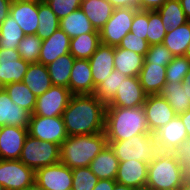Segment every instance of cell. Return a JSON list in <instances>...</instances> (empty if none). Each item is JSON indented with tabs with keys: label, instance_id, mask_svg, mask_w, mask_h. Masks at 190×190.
Instances as JSON below:
<instances>
[{
	"label": "cell",
	"instance_id": "6da1fadb",
	"mask_svg": "<svg viewBox=\"0 0 190 190\" xmlns=\"http://www.w3.org/2000/svg\"><path fill=\"white\" fill-rule=\"evenodd\" d=\"M106 104L94 94L72 95L62 117L68 136L105 130Z\"/></svg>",
	"mask_w": 190,
	"mask_h": 190
},
{
	"label": "cell",
	"instance_id": "7a4b0ae2",
	"mask_svg": "<svg viewBox=\"0 0 190 190\" xmlns=\"http://www.w3.org/2000/svg\"><path fill=\"white\" fill-rule=\"evenodd\" d=\"M104 132L107 141H120L138 134H150L144 106L106 107Z\"/></svg>",
	"mask_w": 190,
	"mask_h": 190
},
{
	"label": "cell",
	"instance_id": "3957f363",
	"mask_svg": "<svg viewBox=\"0 0 190 190\" xmlns=\"http://www.w3.org/2000/svg\"><path fill=\"white\" fill-rule=\"evenodd\" d=\"M107 144L105 132L68 136L60 145V162L71 169L88 167Z\"/></svg>",
	"mask_w": 190,
	"mask_h": 190
},
{
	"label": "cell",
	"instance_id": "277c9868",
	"mask_svg": "<svg viewBox=\"0 0 190 190\" xmlns=\"http://www.w3.org/2000/svg\"><path fill=\"white\" fill-rule=\"evenodd\" d=\"M179 165L171 152L160 151L148 164L145 190H169L182 185Z\"/></svg>",
	"mask_w": 190,
	"mask_h": 190
},
{
	"label": "cell",
	"instance_id": "5b68a950",
	"mask_svg": "<svg viewBox=\"0 0 190 190\" xmlns=\"http://www.w3.org/2000/svg\"><path fill=\"white\" fill-rule=\"evenodd\" d=\"M119 162L137 160L150 163L160 152L154 134H138L129 139L107 141Z\"/></svg>",
	"mask_w": 190,
	"mask_h": 190
},
{
	"label": "cell",
	"instance_id": "8992f818",
	"mask_svg": "<svg viewBox=\"0 0 190 190\" xmlns=\"http://www.w3.org/2000/svg\"><path fill=\"white\" fill-rule=\"evenodd\" d=\"M19 160L36 171L60 162V146L53 142L40 141L28 135Z\"/></svg>",
	"mask_w": 190,
	"mask_h": 190
},
{
	"label": "cell",
	"instance_id": "52a82bcc",
	"mask_svg": "<svg viewBox=\"0 0 190 190\" xmlns=\"http://www.w3.org/2000/svg\"><path fill=\"white\" fill-rule=\"evenodd\" d=\"M137 8H115L109 20L100 32L101 44L117 47L131 31V25Z\"/></svg>",
	"mask_w": 190,
	"mask_h": 190
},
{
	"label": "cell",
	"instance_id": "ba28073f",
	"mask_svg": "<svg viewBox=\"0 0 190 190\" xmlns=\"http://www.w3.org/2000/svg\"><path fill=\"white\" fill-rule=\"evenodd\" d=\"M28 135L59 146L68 137L62 116L44 117L34 114H31Z\"/></svg>",
	"mask_w": 190,
	"mask_h": 190
},
{
	"label": "cell",
	"instance_id": "9c48e42d",
	"mask_svg": "<svg viewBox=\"0 0 190 190\" xmlns=\"http://www.w3.org/2000/svg\"><path fill=\"white\" fill-rule=\"evenodd\" d=\"M35 181V171L20 160L0 159V184L5 190H23Z\"/></svg>",
	"mask_w": 190,
	"mask_h": 190
},
{
	"label": "cell",
	"instance_id": "30bf717a",
	"mask_svg": "<svg viewBox=\"0 0 190 190\" xmlns=\"http://www.w3.org/2000/svg\"><path fill=\"white\" fill-rule=\"evenodd\" d=\"M71 96L69 88L52 85L36 98L33 114L44 117L62 116Z\"/></svg>",
	"mask_w": 190,
	"mask_h": 190
},
{
	"label": "cell",
	"instance_id": "8fae6325",
	"mask_svg": "<svg viewBox=\"0 0 190 190\" xmlns=\"http://www.w3.org/2000/svg\"><path fill=\"white\" fill-rule=\"evenodd\" d=\"M72 169L58 162L35 171V181L45 190H72Z\"/></svg>",
	"mask_w": 190,
	"mask_h": 190
},
{
	"label": "cell",
	"instance_id": "7c38bea8",
	"mask_svg": "<svg viewBox=\"0 0 190 190\" xmlns=\"http://www.w3.org/2000/svg\"><path fill=\"white\" fill-rule=\"evenodd\" d=\"M150 133L170 122L177 114L160 94L147 95L143 104Z\"/></svg>",
	"mask_w": 190,
	"mask_h": 190
},
{
	"label": "cell",
	"instance_id": "4fadbf2b",
	"mask_svg": "<svg viewBox=\"0 0 190 190\" xmlns=\"http://www.w3.org/2000/svg\"><path fill=\"white\" fill-rule=\"evenodd\" d=\"M29 64L21 58L17 49H0V87L22 82Z\"/></svg>",
	"mask_w": 190,
	"mask_h": 190
},
{
	"label": "cell",
	"instance_id": "5bb4252c",
	"mask_svg": "<svg viewBox=\"0 0 190 190\" xmlns=\"http://www.w3.org/2000/svg\"><path fill=\"white\" fill-rule=\"evenodd\" d=\"M27 136V128L12 125L0 127V159L19 160Z\"/></svg>",
	"mask_w": 190,
	"mask_h": 190
},
{
	"label": "cell",
	"instance_id": "9a60e30c",
	"mask_svg": "<svg viewBox=\"0 0 190 190\" xmlns=\"http://www.w3.org/2000/svg\"><path fill=\"white\" fill-rule=\"evenodd\" d=\"M147 94L140 84L138 76L127 77L117 89L115 97L106 107H137L143 106Z\"/></svg>",
	"mask_w": 190,
	"mask_h": 190
},
{
	"label": "cell",
	"instance_id": "2e32d148",
	"mask_svg": "<svg viewBox=\"0 0 190 190\" xmlns=\"http://www.w3.org/2000/svg\"><path fill=\"white\" fill-rule=\"evenodd\" d=\"M148 179V163L137 160L119 162L115 181L135 190H145Z\"/></svg>",
	"mask_w": 190,
	"mask_h": 190
},
{
	"label": "cell",
	"instance_id": "e0dca14e",
	"mask_svg": "<svg viewBox=\"0 0 190 190\" xmlns=\"http://www.w3.org/2000/svg\"><path fill=\"white\" fill-rule=\"evenodd\" d=\"M159 150L171 152L188 138L187 130L179 115L154 133Z\"/></svg>",
	"mask_w": 190,
	"mask_h": 190
},
{
	"label": "cell",
	"instance_id": "ac0fdd59",
	"mask_svg": "<svg viewBox=\"0 0 190 190\" xmlns=\"http://www.w3.org/2000/svg\"><path fill=\"white\" fill-rule=\"evenodd\" d=\"M31 113L13 103L8 93L0 87V127L5 125L29 127Z\"/></svg>",
	"mask_w": 190,
	"mask_h": 190
},
{
	"label": "cell",
	"instance_id": "d6986e66",
	"mask_svg": "<svg viewBox=\"0 0 190 190\" xmlns=\"http://www.w3.org/2000/svg\"><path fill=\"white\" fill-rule=\"evenodd\" d=\"M89 64L96 88L114 70V47L100 44L89 58Z\"/></svg>",
	"mask_w": 190,
	"mask_h": 190
},
{
	"label": "cell",
	"instance_id": "ffe728a7",
	"mask_svg": "<svg viewBox=\"0 0 190 190\" xmlns=\"http://www.w3.org/2000/svg\"><path fill=\"white\" fill-rule=\"evenodd\" d=\"M69 90L72 95L94 94L89 59H75L70 73Z\"/></svg>",
	"mask_w": 190,
	"mask_h": 190
},
{
	"label": "cell",
	"instance_id": "44dd1931",
	"mask_svg": "<svg viewBox=\"0 0 190 190\" xmlns=\"http://www.w3.org/2000/svg\"><path fill=\"white\" fill-rule=\"evenodd\" d=\"M70 37L58 28L49 38L42 40L38 63L48 65L56 58L70 53Z\"/></svg>",
	"mask_w": 190,
	"mask_h": 190
},
{
	"label": "cell",
	"instance_id": "7402d4cb",
	"mask_svg": "<svg viewBox=\"0 0 190 190\" xmlns=\"http://www.w3.org/2000/svg\"><path fill=\"white\" fill-rule=\"evenodd\" d=\"M25 35H36L38 2H11L10 13Z\"/></svg>",
	"mask_w": 190,
	"mask_h": 190
},
{
	"label": "cell",
	"instance_id": "603a6c76",
	"mask_svg": "<svg viewBox=\"0 0 190 190\" xmlns=\"http://www.w3.org/2000/svg\"><path fill=\"white\" fill-rule=\"evenodd\" d=\"M166 66L144 63L139 73L140 84L147 95L159 94L166 81Z\"/></svg>",
	"mask_w": 190,
	"mask_h": 190
},
{
	"label": "cell",
	"instance_id": "cb8c5ba5",
	"mask_svg": "<svg viewBox=\"0 0 190 190\" xmlns=\"http://www.w3.org/2000/svg\"><path fill=\"white\" fill-rule=\"evenodd\" d=\"M89 167L98 179L115 180L119 167V160L115 156L113 149L107 144L91 161Z\"/></svg>",
	"mask_w": 190,
	"mask_h": 190
},
{
	"label": "cell",
	"instance_id": "d4e9b609",
	"mask_svg": "<svg viewBox=\"0 0 190 190\" xmlns=\"http://www.w3.org/2000/svg\"><path fill=\"white\" fill-rule=\"evenodd\" d=\"M22 82L36 97L42 95L53 85L47 66L38 62L29 64Z\"/></svg>",
	"mask_w": 190,
	"mask_h": 190
},
{
	"label": "cell",
	"instance_id": "484cf974",
	"mask_svg": "<svg viewBox=\"0 0 190 190\" xmlns=\"http://www.w3.org/2000/svg\"><path fill=\"white\" fill-rule=\"evenodd\" d=\"M95 30L100 31L114 12L108 0H81V7Z\"/></svg>",
	"mask_w": 190,
	"mask_h": 190
},
{
	"label": "cell",
	"instance_id": "4316f807",
	"mask_svg": "<svg viewBox=\"0 0 190 190\" xmlns=\"http://www.w3.org/2000/svg\"><path fill=\"white\" fill-rule=\"evenodd\" d=\"M144 60L143 55L134 51L114 47V70L128 77L139 76Z\"/></svg>",
	"mask_w": 190,
	"mask_h": 190
},
{
	"label": "cell",
	"instance_id": "83f0119b",
	"mask_svg": "<svg viewBox=\"0 0 190 190\" xmlns=\"http://www.w3.org/2000/svg\"><path fill=\"white\" fill-rule=\"evenodd\" d=\"M60 28L70 37L75 38L83 33L99 32L95 30L82 9L71 12L60 20Z\"/></svg>",
	"mask_w": 190,
	"mask_h": 190
},
{
	"label": "cell",
	"instance_id": "f1b7e54d",
	"mask_svg": "<svg viewBox=\"0 0 190 190\" xmlns=\"http://www.w3.org/2000/svg\"><path fill=\"white\" fill-rule=\"evenodd\" d=\"M100 44V32L83 33L70 39V53L75 59H89Z\"/></svg>",
	"mask_w": 190,
	"mask_h": 190
},
{
	"label": "cell",
	"instance_id": "f546056e",
	"mask_svg": "<svg viewBox=\"0 0 190 190\" xmlns=\"http://www.w3.org/2000/svg\"><path fill=\"white\" fill-rule=\"evenodd\" d=\"M189 42L190 21L175 29L167 30L162 44L166 46L174 56H184Z\"/></svg>",
	"mask_w": 190,
	"mask_h": 190
},
{
	"label": "cell",
	"instance_id": "4dcf8cb0",
	"mask_svg": "<svg viewBox=\"0 0 190 190\" xmlns=\"http://www.w3.org/2000/svg\"><path fill=\"white\" fill-rule=\"evenodd\" d=\"M170 104L177 115L190 108V98L182 87V82H166L159 93Z\"/></svg>",
	"mask_w": 190,
	"mask_h": 190
},
{
	"label": "cell",
	"instance_id": "1f68e13d",
	"mask_svg": "<svg viewBox=\"0 0 190 190\" xmlns=\"http://www.w3.org/2000/svg\"><path fill=\"white\" fill-rule=\"evenodd\" d=\"M74 56L68 53L60 56L47 66L52 84L69 88L70 73L74 64Z\"/></svg>",
	"mask_w": 190,
	"mask_h": 190
},
{
	"label": "cell",
	"instance_id": "d6a6232c",
	"mask_svg": "<svg viewBox=\"0 0 190 190\" xmlns=\"http://www.w3.org/2000/svg\"><path fill=\"white\" fill-rule=\"evenodd\" d=\"M156 11L160 14L163 26L167 30L175 29L188 22L179 0H167Z\"/></svg>",
	"mask_w": 190,
	"mask_h": 190
},
{
	"label": "cell",
	"instance_id": "836d02e7",
	"mask_svg": "<svg viewBox=\"0 0 190 190\" xmlns=\"http://www.w3.org/2000/svg\"><path fill=\"white\" fill-rule=\"evenodd\" d=\"M58 28L60 20L45 1L38 2V28L36 35L45 40L49 38Z\"/></svg>",
	"mask_w": 190,
	"mask_h": 190
},
{
	"label": "cell",
	"instance_id": "e575fe53",
	"mask_svg": "<svg viewBox=\"0 0 190 190\" xmlns=\"http://www.w3.org/2000/svg\"><path fill=\"white\" fill-rule=\"evenodd\" d=\"M24 36L21 27L9 14L0 25V49H17Z\"/></svg>",
	"mask_w": 190,
	"mask_h": 190
},
{
	"label": "cell",
	"instance_id": "d590c367",
	"mask_svg": "<svg viewBox=\"0 0 190 190\" xmlns=\"http://www.w3.org/2000/svg\"><path fill=\"white\" fill-rule=\"evenodd\" d=\"M13 103L33 114L36 105V96L23 82H14L3 87Z\"/></svg>",
	"mask_w": 190,
	"mask_h": 190
},
{
	"label": "cell",
	"instance_id": "8d00e7d4",
	"mask_svg": "<svg viewBox=\"0 0 190 190\" xmlns=\"http://www.w3.org/2000/svg\"><path fill=\"white\" fill-rule=\"evenodd\" d=\"M128 76L113 70L110 75L96 87L94 95L106 105L115 97L117 89L122 84V80Z\"/></svg>",
	"mask_w": 190,
	"mask_h": 190
},
{
	"label": "cell",
	"instance_id": "74e56055",
	"mask_svg": "<svg viewBox=\"0 0 190 190\" xmlns=\"http://www.w3.org/2000/svg\"><path fill=\"white\" fill-rule=\"evenodd\" d=\"M42 39L37 35H25L19 42L17 51L22 59L29 63H37L39 60Z\"/></svg>",
	"mask_w": 190,
	"mask_h": 190
},
{
	"label": "cell",
	"instance_id": "f35d334b",
	"mask_svg": "<svg viewBox=\"0 0 190 190\" xmlns=\"http://www.w3.org/2000/svg\"><path fill=\"white\" fill-rule=\"evenodd\" d=\"M182 174V182L190 184V138H186L171 151Z\"/></svg>",
	"mask_w": 190,
	"mask_h": 190
},
{
	"label": "cell",
	"instance_id": "ab89813d",
	"mask_svg": "<svg viewBox=\"0 0 190 190\" xmlns=\"http://www.w3.org/2000/svg\"><path fill=\"white\" fill-rule=\"evenodd\" d=\"M167 29L163 26L161 16L156 11H148L147 41L149 45L163 43Z\"/></svg>",
	"mask_w": 190,
	"mask_h": 190
},
{
	"label": "cell",
	"instance_id": "60d3db41",
	"mask_svg": "<svg viewBox=\"0 0 190 190\" xmlns=\"http://www.w3.org/2000/svg\"><path fill=\"white\" fill-rule=\"evenodd\" d=\"M190 70V59L186 56H174L166 66V81L170 83L182 82Z\"/></svg>",
	"mask_w": 190,
	"mask_h": 190
},
{
	"label": "cell",
	"instance_id": "b9f144b4",
	"mask_svg": "<svg viewBox=\"0 0 190 190\" xmlns=\"http://www.w3.org/2000/svg\"><path fill=\"white\" fill-rule=\"evenodd\" d=\"M72 176V190H93L99 180L89 166L72 169Z\"/></svg>",
	"mask_w": 190,
	"mask_h": 190
},
{
	"label": "cell",
	"instance_id": "7bdbcfd3",
	"mask_svg": "<svg viewBox=\"0 0 190 190\" xmlns=\"http://www.w3.org/2000/svg\"><path fill=\"white\" fill-rule=\"evenodd\" d=\"M174 58L170 50L161 44L150 45L144 56V63L162 64L167 66Z\"/></svg>",
	"mask_w": 190,
	"mask_h": 190
},
{
	"label": "cell",
	"instance_id": "ee69618b",
	"mask_svg": "<svg viewBox=\"0 0 190 190\" xmlns=\"http://www.w3.org/2000/svg\"><path fill=\"white\" fill-rule=\"evenodd\" d=\"M59 20L81 7V0H44Z\"/></svg>",
	"mask_w": 190,
	"mask_h": 190
},
{
	"label": "cell",
	"instance_id": "f6af8a7d",
	"mask_svg": "<svg viewBox=\"0 0 190 190\" xmlns=\"http://www.w3.org/2000/svg\"><path fill=\"white\" fill-rule=\"evenodd\" d=\"M149 46L150 45L147 40L134 35L132 32H128V34L121 40V43L118 45L119 48L131 50L143 56H145L149 50Z\"/></svg>",
	"mask_w": 190,
	"mask_h": 190
},
{
	"label": "cell",
	"instance_id": "bcb514c9",
	"mask_svg": "<svg viewBox=\"0 0 190 190\" xmlns=\"http://www.w3.org/2000/svg\"><path fill=\"white\" fill-rule=\"evenodd\" d=\"M147 29H148V11L138 10L133 18L131 25V31L134 35L147 40Z\"/></svg>",
	"mask_w": 190,
	"mask_h": 190
},
{
	"label": "cell",
	"instance_id": "7dc6e473",
	"mask_svg": "<svg viewBox=\"0 0 190 190\" xmlns=\"http://www.w3.org/2000/svg\"><path fill=\"white\" fill-rule=\"evenodd\" d=\"M167 0H138V9L153 11L159 9Z\"/></svg>",
	"mask_w": 190,
	"mask_h": 190
},
{
	"label": "cell",
	"instance_id": "c3c4849f",
	"mask_svg": "<svg viewBox=\"0 0 190 190\" xmlns=\"http://www.w3.org/2000/svg\"><path fill=\"white\" fill-rule=\"evenodd\" d=\"M114 8H137L138 0H108Z\"/></svg>",
	"mask_w": 190,
	"mask_h": 190
},
{
	"label": "cell",
	"instance_id": "681fc988",
	"mask_svg": "<svg viewBox=\"0 0 190 190\" xmlns=\"http://www.w3.org/2000/svg\"><path fill=\"white\" fill-rule=\"evenodd\" d=\"M115 183V180L99 179L93 190H113Z\"/></svg>",
	"mask_w": 190,
	"mask_h": 190
},
{
	"label": "cell",
	"instance_id": "f907efd6",
	"mask_svg": "<svg viewBox=\"0 0 190 190\" xmlns=\"http://www.w3.org/2000/svg\"><path fill=\"white\" fill-rule=\"evenodd\" d=\"M11 0H0V25L10 13Z\"/></svg>",
	"mask_w": 190,
	"mask_h": 190
},
{
	"label": "cell",
	"instance_id": "816d5d0a",
	"mask_svg": "<svg viewBox=\"0 0 190 190\" xmlns=\"http://www.w3.org/2000/svg\"><path fill=\"white\" fill-rule=\"evenodd\" d=\"M179 117L181 118L183 124L185 125L188 138H190V108L185 113L179 114Z\"/></svg>",
	"mask_w": 190,
	"mask_h": 190
},
{
	"label": "cell",
	"instance_id": "f5cc1de1",
	"mask_svg": "<svg viewBox=\"0 0 190 190\" xmlns=\"http://www.w3.org/2000/svg\"><path fill=\"white\" fill-rule=\"evenodd\" d=\"M182 87L186 91V94L188 98H190V70L184 77V80L182 81Z\"/></svg>",
	"mask_w": 190,
	"mask_h": 190
},
{
	"label": "cell",
	"instance_id": "db71d44e",
	"mask_svg": "<svg viewBox=\"0 0 190 190\" xmlns=\"http://www.w3.org/2000/svg\"><path fill=\"white\" fill-rule=\"evenodd\" d=\"M181 7L186 14L188 21H190V0H179Z\"/></svg>",
	"mask_w": 190,
	"mask_h": 190
},
{
	"label": "cell",
	"instance_id": "11a10c76",
	"mask_svg": "<svg viewBox=\"0 0 190 190\" xmlns=\"http://www.w3.org/2000/svg\"><path fill=\"white\" fill-rule=\"evenodd\" d=\"M113 190H135V189L116 182Z\"/></svg>",
	"mask_w": 190,
	"mask_h": 190
},
{
	"label": "cell",
	"instance_id": "9f6ffc18",
	"mask_svg": "<svg viewBox=\"0 0 190 190\" xmlns=\"http://www.w3.org/2000/svg\"><path fill=\"white\" fill-rule=\"evenodd\" d=\"M23 190H45V189H43L36 181H34L31 185L24 188Z\"/></svg>",
	"mask_w": 190,
	"mask_h": 190
},
{
	"label": "cell",
	"instance_id": "6f0895ef",
	"mask_svg": "<svg viewBox=\"0 0 190 190\" xmlns=\"http://www.w3.org/2000/svg\"><path fill=\"white\" fill-rule=\"evenodd\" d=\"M44 0H11V2H41Z\"/></svg>",
	"mask_w": 190,
	"mask_h": 190
},
{
	"label": "cell",
	"instance_id": "680465c9",
	"mask_svg": "<svg viewBox=\"0 0 190 190\" xmlns=\"http://www.w3.org/2000/svg\"><path fill=\"white\" fill-rule=\"evenodd\" d=\"M180 190H190V184L182 183Z\"/></svg>",
	"mask_w": 190,
	"mask_h": 190
},
{
	"label": "cell",
	"instance_id": "91938a15",
	"mask_svg": "<svg viewBox=\"0 0 190 190\" xmlns=\"http://www.w3.org/2000/svg\"><path fill=\"white\" fill-rule=\"evenodd\" d=\"M184 56H186V57H188L190 59V42H189V44L187 46V49H186V52H185Z\"/></svg>",
	"mask_w": 190,
	"mask_h": 190
},
{
	"label": "cell",
	"instance_id": "94428289",
	"mask_svg": "<svg viewBox=\"0 0 190 190\" xmlns=\"http://www.w3.org/2000/svg\"><path fill=\"white\" fill-rule=\"evenodd\" d=\"M169 190H180V187L169 189Z\"/></svg>",
	"mask_w": 190,
	"mask_h": 190
},
{
	"label": "cell",
	"instance_id": "6125c7cd",
	"mask_svg": "<svg viewBox=\"0 0 190 190\" xmlns=\"http://www.w3.org/2000/svg\"><path fill=\"white\" fill-rule=\"evenodd\" d=\"M0 190H5L4 187L0 184Z\"/></svg>",
	"mask_w": 190,
	"mask_h": 190
}]
</instances>
